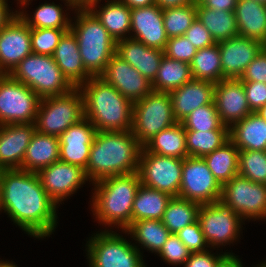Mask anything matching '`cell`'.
<instances>
[{
	"instance_id": "cell-1",
	"label": "cell",
	"mask_w": 266,
	"mask_h": 267,
	"mask_svg": "<svg viewBox=\"0 0 266 267\" xmlns=\"http://www.w3.org/2000/svg\"><path fill=\"white\" fill-rule=\"evenodd\" d=\"M1 207L26 234L50 237L57 226V205L43 188L38 173L22 169H3Z\"/></svg>"
},
{
	"instance_id": "cell-2",
	"label": "cell",
	"mask_w": 266,
	"mask_h": 267,
	"mask_svg": "<svg viewBox=\"0 0 266 267\" xmlns=\"http://www.w3.org/2000/svg\"><path fill=\"white\" fill-rule=\"evenodd\" d=\"M142 147L131 131H97L85 169L89 182L138 172Z\"/></svg>"
},
{
	"instance_id": "cell-3",
	"label": "cell",
	"mask_w": 266,
	"mask_h": 267,
	"mask_svg": "<svg viewBox=\"0 0 266 267\" xmlns=\"http://www.w3.org/2000/svg\"><path fill=\"white\" fill-rule=\"evenodd\" d=\"M84 117L97 131H131L133 103L101 77H91L79 87Z\"/></svg>"
},
{
	"instance_id": "cell-4",
	"label": "cell",
	"mask_w": 266,
	"mask_h": 267,
	"mask_svg": "<svg viewBox=\"0 0 266 267\" xmlns=\"http://www.w3.org/2000/svg\"><path fill=\"white\" fill-rule=\"evenodd\" d=\"M140 184L138 172L94 182L91 210L95 219L104 226L126 230L131 225L132 205Z\"/></svg>"
},
{
	"instance_id": "cell-5",
	"label": "cell",
	"mask_w": 266,
	"mask_h": 267,
	"mask_svg": "<svg viewBox=\"0 0 266 267\" xmlns=\"http://www.w3.org/2000/svg\"><path fill=\"white\" fill-rule=\"evenodd\" d=\"M70 31L77 39L83 66L92 77L100 76L116 53L117 42L88 8H76Z\"/></svg>"
},
{
	"instance_id": "cell-6",
	"label": "cell",
	"mask_w": 266,
	"mask_h": 267,
	"mask_svg": "<svg viewBox=\"0 0 266 267\" xmlns=\"http://www.w3.org/2000/svg\"><path fill=\"white\" fill-rule=\"evenodd\" d=\"M10 75L31 88L40 98L63 95L75 88L63 75L53 56L31 53Z\"/></svg>"
},
{
	"instance_id": "cell-7",
	"label": "cell",
	"mask_w": 266,
	"mask_h": 267,
	"mask_svg": "<svg viewBox=\"0 0 266 267\" xmlns=\"http://www.w3.org/2000/svg\"><path fill=\"white\" fill-rule=\"evenodd\" d=\"M84 118V100L78 87L66 94L41 98L34 121L38 133L59 137Z\"/></svg>"
},
{
	"instance_id": "cell-8",
	"label": "cell",
	"mask_w": 266,
	"mask_h": 267,
	"mask_svg": "<svg viewBox=\"0 0 266 267\" xmlns=\"http://www.w3.org/2000/svg\"><path fill=\"white\" fill-rule=\"evenodd\" d=\"M106 229L92 235L86 243L89 267H146L143 254L123 235Z\"/></svg>"
},
{
	"instance_id": "cell-9",
	"label": "cell",
	"mask_w": 266,
	"mask_h": 267,
	"mask_svg": "<svg viewBox=\"0 0 266 267\" xmlns=\"http://www.w3.org/2000/svg\"><path fill=\"white\" fill-rule=\"evenodd\" d=\"M175 123L170 93L152 90L133 103L131 132L142 146Z\"/></svg>"
},
{
	"instance_id": "cell-10",
	"label": "cell",
	"mask_w": 266,
	"mask_h": 267,
	"mask_svg": "<svg viewBox=\"0 0 266 267\" xmlns=\"http://www.w3.org/2000/svg\"><path fill=\"white\" fill-rule=\"evenodd\" d=\"M41 98L10 74L0 77V125L34 123Z\"/></svg>"
},
{
	"instance_id": "cell-11",
	"label": "cell",
	"mask_w": 266,
	"mask_h": 267,
	"mask_svg": "<svg viewBox=\"0 0 266 267\" xmlns=\"http://www.w3.org/2000/svg\"><path fill=\"white\" fill-rule=\"evenodd\" d=\"M220 201L244 221L266 219V184L237 175L222 186Z\"/></svg>"
},
{
	"instance_id": "cell-12",
	"label": "cell",
	"mask_w": 266,
	"mask_h": 267,
	"mask_svg": "<svg viewBox=\"0 0 266 267\" xmlns=\"http://www.w3.org/2000/svg\"><path fill=\"white\" fill-rule=\"evenodd\" d=\"M198 222L209 248L215 249L236 242L244 220L230 207L218 201L200 206Z\"/></svg>"
},
{
	"instance_id": "cell-13",
	"label": "cell",
	"mask_w": 266,
	"mask_h": 267,
	"mask_svg": "<svg viewBox=\"0 0 266 267\" xmlns=\"http://www.w3.org/2000/svg\"><path fill=\"white\" fill-rule=\"evenodd\" d=\"M182 168L183 159L157 155L142 147L138 167L141 184L176 197L180 190Z\"/></svg>"
},
{
	"instance_id": "cell-14",
	"label": "cell",
	"mask_w": 266,
	"mask_h": 267,
	"mask_svg": "<svg viewBox=\"0 0 266 267\" xmlns=\"http://www.w3.org/2000/svg\"><path fill=\"white\" fill-rule=\"evenodd\" d=\"M221 195L222 186L203 158L188 156L183 159L178 197L204 205L220 201Z\"/></svg>"
},
{
	"instance_id": "cell-15",
	"label": "cell",
	"mask_w": 266,
	"mask_h": 267,
	"mask_svg": "<svg viewBox=\"0 0 266 267\" xmlns=\"http://www.w3.org/2000/svg\"><path fill=\"white\" fill-rule=\"evenodd\" d=\"M38 175L43 188L57 205L89 181L85 169L61 160L42 168Z\"/></svg>"
},
{
	"instance_id": "cell-16",
	"label": "cell",
	"mask_w": 266,
	"mask_h": 267,
	"mask_svg": "<svg viewBox=\"0 0 266 267\" xmlns=\"http://www.w3.org/2000/svg\"><path fill=\"white\" fill-rule=\"evenodd\" d=\"M31 53V28L16 14L0 30V71L10 74Z\"/></svg>"
},
{
	"instance_id": "cell-17",
	"label": "cell",
	"mask_w": 266,
	"mask_h": 267,
	"mask_svg": "<svg viewBox=\"0 0 266 267\" xmlns=\"http://www.w3.org/2000/svg\"><path fill=\"white\" fill-rule=\"evenodd\" d=\"M99 77L132 103L141 100L153 90L152 83L116 53Z\"/></svg>"
},
{
	"instance_id": "cell-18",
	"label": "cell",
	"mask_w": 266,
	"mask_h": 267,
	"mask_svg": "<svg viewBox=\"0 0 266 267\" xmlns=\"http://www.w3.org/2000/svg\"><path fill=\"white\" fill-rule=\"evenodd\" d=\"M222 80L240 79L246 67L263 49V44L257 40L236 36L218 43Z\"/></svg>"
},
{
	"instance_id": "cell-19",
	"label": "cell",
	"mask_w": 266,
	"mask_h": 267,
	"mask_svg": "<svg viewBox=\"0 0 266 267\" xmlns=\"http://www.w3.org/2000/svg\"><path fill=\"white\" fill-rule=\"evenodd\" d=\"M213 102L222 123L229 128L252 113L240 79H223L215 83Z\"/></svg>"
},
{
	"instance_id": "cell-20",
	"label": "cell",
	"mask_w": 266,
	"mask_h": 267,
	"mask_svg": "<svg viewBox=\"0 0 266 267\" xmlns=\"http://www.w3.org/2000/svg\"><path fill=\"white\" fill-rule=\"evenodd\" d=\"M97 130L84 117L59 136L60 160L86 169Z\"/></svg>"
},
{
	"instance_id": "cell-21",
	"label": "cell",
	"mask_w": 266,
	"mask_h": 267,
	"mask_svg": "<svg viewBox=\"0 0 266 267\" xmlns=\"http://www.w3.org/2000/svg\"><path fill=\"white\" fill-rule=\"evenodd\" d=\"M130 33L133 34L130 38L164 51L168 37L163 24V10L156 4L131 9Z\"/></svg>"
},
{
	"instance_id": "cell-22",
	"label": "cell",
	"mask_w": 266,
	"mask_h": 267,
	"mask_svg": "<svg viewBox=\"0 0 266 267\" xmlns=\"http://www.w3.org/2000/svg\"><path fill=\"white\" fill-rule=\"evenodd\" d=\"M34 123L0 125V170L21 169Z\"/></svg>"
},
{
	"instance_id": "cell-23",
	"label": "cell",
	"mask_w": 266,
	"mask_h": 267,
	"mask_svg": "<svg viewBox=\"0 0 266 267\" xmlns=\"http://www.w3.org/2000/svg\"><path fill=\"white\" fill-rule=\"evenodd\" d=\"M215 83L206 80H194L183 84L170 92L173 115L177 122L185 119L200 106L213 103Z\"/></svg>"
},
{
	"instance_id": "cell-24",
	"label": "cell",
	"mask_w": 266,
	"mask_h": 267,
	"mask_svg": "<svg viewBox=\"0 0 266 267\" xmlns=\"http://www.w3.org/2000/svg\"><path fill=\"white\" fill-rule=\"evenodd\" d=\"M116 54L152 82L159 69L164 51L148 47L129 37L117 41Z\"/></svg>"
},
{
	"instance_id": "cell-25",
	"label": "cell",
	"mask_w": 266,
	"mask_h": 267,
	"mask_svg": "<svg viewBox=\"0 0 266 267\" xmlns=\"http://www.w3.org/2000/svg\"><path fill=\"white\" fill-rule=\"evenodd\" d=\"M53 58L63 75L74 87H79L92 77L83 66L77 39L71 31H67L62 36Z\"/></svg>"
},
{
	"instance_id": "cell-26",
	"label": "cell",
	"mask_w": 266,
	"mask_h": 267,
	"mask_svg": "<svg viewBox=\"0 0 266 267\" xmlns=\"http://www.w3.org/2000/svg\"><path fill=\"white\" fill-rule=\"evenodd\" d=\"M238 35L266 41V3L257 0H238L234 10Z\"/></svg>"
},
{
	"instance_id": "cell-27",
	"label": "cell",
	"mask_w": 266,
	"mask_h": 267,
	"mask_svg": "<svg viewBox=\"0 0 266 267\" xmlns=\"http://www.w3.org/2000/svg\"><path fill=\"white\" fill-rule=\"evenodd\" d=\"M99 1L101 2V0L93 2L88 9L116 42L129 38L131 35V9L120 0H106L107 3L101 4L102 6L98 10L96 7L100 3Z\"/></svg>"
},
{
	"instance_id": "cell-28",
	"label": "cell",
	"mask_w": 266,
	"mask_h": 267,
	"mask_svg": "<svg viewBox=\"0 0 266 267\" xmlns=\"http://www.w3.org/2000/svg\"><path fill=\"white\" fill-rule=\"evenodd\" d=\"M229 137L239 151H266V121L252 112L229 128Z\"/></svg>"
},
{
	"instance_id": "cell-29",
	"label": "cell",
	"mask_w": 266,
	"mask_h": 267,
	"mask_svg": "<svg viewBox=\"0 0 266 267\" xmlns=\"http://www.w3.org/2000/svg\"><path fill=\"white\" fill-rule=\"evenodd\" d=\"M58 160H60L59 137L35 131L27 147L21 169L38 173L42 168Z\"/></svg>"
},
{
	"instance_id": "cell-30",
	"label": "cell",
	"mask_w": 266,
	"mask_h": 267,
	"mask_svg": "<svg viewBox=\"0 0 266 267\" xmlns=\"http://www.w3.org/2000/svg\"><path fill=\"white\" fill-rule=\"evenodd\" d=\"M171 198L167 193L140 184L132 205L131 224L145 219L161 220Z\"/></svg>"
},
{
	"instance_id": "cell-31",
	"label": "cell",
	"mask_w": 266,
	"mask_h": 267,
	"mask_svg": "<svg viewBox=\"0 0 266 267\" xmlns=\"http://www.w3.org/2000/svg\"><path fill=\"white\" fill-rule=\"evenodd\" d=\"M148 152L184 159L188 157L185 129L181 122L157 133L143 146Z\"/></svg>"
},
{
	"instance_id": "cell-32",
	"label": "cell",
	"mask_w": 266,
	"mask_h": 267,
	"mask_svg": "<svg viewBox=\"0 0 266 267\" xmlns=\"http://www.w3.org/2000/svg\"><path fill=\"white\" fill-rule=\"evenodd\" d=\"M202 158L221 186L238 175L239 149L230 139Z\"/></svg>"
},
{
	"instance_id": "cell-33",
	"label": "cell",
	"mask_w": 266,
	"mask_h": 267,
	"mask_svg": "<svg viewBox=\"0 0 266 267\" xmlns=\"http://www.w3.org/2000/svg\"><path fill=\"white\" fill-rule=\"evenodd\" d=\"M125 234H130L131 240L137 241L136 243L141 245L134 246L140 250L138 246L147 249L149 252L152 251L157 254L163 244L167 241L170 236V231L163 224L161 220L145 219L133 222L126 230Z\"/></svg>"
},
{
	"instance_id": "cell-34",
	"label": "cell",
	"mask_w": 266,
	"mask_h": 267,
	"mask_svg": "<svg viewBox=\"0 0 266 267\" xmlns=\"http://www.w3.org/2000/svg\"><path fill=\"white\" fill-rule=\"evenodd\" d=\"M192 79L190 63L174 60L164 55L155 79L151 82L152 89L170 93Z\"/></svg>"
},
{
	"instance_id": "cell-35",
	"label": "cell",
	"mask_w": 266,
	"mask_h": 267,
	"mask_svg": "<svg viewBox=\"0 0 266 267\" xmlns=\"http://www.w3.org/2000/svg\"><path fill=\"white\" fill-rule=\"evenodd\" d=\"M197 18L212 34L216 43L238 36L234 12L213 10L197 3Z\"/></svg>"
},
{
	"instance_id": "cell-36",
	"label": "cell",
	"mask_w": 266,
	"mask_h": 267,
	"mask_svg": "<svg viewBox=\"0 0 266 267\" xmlns=\"http://www.w3.org/2000/svg\"><path fill=\"white\" fill-rule=\"evenodd\" d=\"M199 203L181 197H172L167 204L161 221L171 234L198 220Z\"/></svg>"
},
{
	"instance_id": "cell-37",
	"label": "cell",
	"mask_w": 266,
	"mask_h": 267,
	"mask_svg": "<svg viewBox=\"0 0 266 267\" xmlns=\"http://www.w3.org/2000/svg\"><path fill=\"white\" fill-rule=\"evenodd\" d=\"M61 6L44 2L36 8L32 17L24 9L17 11V14L30 28L70 29L72 19Z\"/></svg>"
},
{
	"instance_id": "cell-38",
	"label": "cell",
	"mask_w": 266,
	"mask_h": 267,
	"mask_svg": "<svg viewBox=\"0 0 266 267\" xmlns=\"http://www.w3.org/2000/svg\"><path fill=\"white\" fill-rule=\"evenodd\" d=\"M194 80H206L217 83L222 80L221 57L218 43L198 49L190 62Z\"/></svg>"
},
{
	"instance_id": "cell-39",
	"label": "cell",
	"mask_w": 266,
	"mask_h": 267,
	"mask_svg": "<svg viewBox=\"0 0 266 267\" xmlns=\"http://www.w3.org/2000/svg\"><path fill=\"white\" fill-rule=\"evenodd\" d=\"M187 153L190 157H203L226 143L229 130L195 131L185 130Z\"/></svg>"
},
{
	"instance_id": "cell-40",
	"label": "cell",
	"mask_w": 266,
	"mask_h": 267,
	"mask_svg": "<svg viewBox=\"0 0 266 267\" xmlns=\"http://www.w3.org/2000/svg\"><path fill=\"white\" fill-rule=\"evenodd\" d=\"M197 17V4L163 9V24L168 38L185 35Z\"/></svg>"
},
{
	"instance_id": "cell-41",
	"label": "cell",
	"mask_w": 266,
	"mask_h": 267,
	"mask_svg": "<svg viewBox=\"0 0 266 267\" xmlns=\"http://www.w3.org/2000/svg\"><path fill=\"white\" fill-rule=\"evenodd\" d=\"M185 130H195L208 132L211 130H229L225 126L217 112L214 102L200 106L193 110L185 119L181 121Z\"/></svg>"
},
{
	"instance_id": "cell-42",
	"label": "cell",
	"mask_w": 266,
	"mask_h": 267,
	"mask_svg": "<svg viewBox=\"0 0 266 267\" xmlns=\"http://www.w3.org/2000/svg\"><path fill=\"white\" fill-rule=\"evenodd\" d=\"M238 175L266 184V151H239Z\"/></svg>"
},
{
	"instance_id": "cell-43",
	"label": "cell",
	"mask_w": 266,
	"mask_h": 267,
	"mask_svg": "<svg viewBox=\"0 0 266 267\" xmlns=\"http://www.w3.org/2000/svg\"><path fill=\"white\" fill-rule=\"evenodd\" d=\"M70 29L31 28V45L35 54L53 56L62 36Z\"/></svg>"
},
{
	"instance_id": "cell-44",
	"label": "cell",
	"mask_w": 266,
	"mask_h": 267,
	"mask_svg": "<svg viewBox=\"0 0 266 267\" xmlns=\"http://www.w3.org/2000/svg\"><path fill=\"white\" fill-rule=\"evenodd\" d=\"M190 254L191 252L189 249L183 244L176 234H170L161 250L157 253L164 262L173 266L184 265Z\"/></svg>"
},
{
	"instance_id": "cell-45",
	"label": "cell",
	"mask_w": 266,
	"mask_h": 267,
	"mask_svg": "<svg viewBox=\"0 0 266 267\" xmlns=\"http://www.w3.org/2000/svg\"><path fill=\"white\" fill-rule=\"evenodd\" d=\"M197 48L185 36L168 38L164 55L174 60L190 63L197 52Z\"/></svg>"
},
{
	"instance_id": "cell-46",
	"label": "cell",
	"mask_w": 266,
	"mask_h": 267,
	"mask_svg": "<svg viewBox=\"0 0 266 267\" xmlns=\"http://www.w3.org/2000/svg\"><path fill=\"white\" fill-rule=\"evenodd\" d=\"M178 238L189 249L191 253L207 251L209 245L203 235L198 220L188 226H185L176 233Z\"/></svg>"
},
{
	"instance_id": "cell-47",
	"label": "cell",
	"mask_w": 266,
	"mask_h": 267,
	"mask_svg": "<svg viewBox=\"0 0 266 267\" xmlns=\"http://www.w3.org/2000/svg\"><path fill=\"white\" fill-rule=\"evenodd\" d=\"M185 36L197 49L207 48L216 44L212 34L197 17L186 31Z\"/></svg>"
},
{
	"instance_id": "cell-48",
	"label": "cell",
	"mask_w": 266,
	"mask_h": 267,
	"mask_svg": "<svg viewBox=\"0 0 266 267\" xmlns=\"http://www.w3.org/2000/svg\"><path fill=\"white\" fill-rule=\"evenodd\" d=\"M242 82L266 83V51L262 49L253 61L246 67L240 77Z\"/></svg>"
},
{
	"instance_id": "cell-49",
	"label": "cell",
	"mask_w": 266,
	"mask_h": 267,
	"mask_svg": "<svg viewBox=\"0 0 266 267\" xmlns=\"http://www.w3.org/2000/svg\"><path fill=\"white\" fill-rule=\"evenodd\" d=\"M246 93L248 105L252 112H257L266 105V83L242 82Z\"/></svg>"
},
{
	"instance_id": "cell-50",
	"label": "cell",
	"mask_w": 266,
	"mask_h": 267,
	"mask_svg": "<svg viewBox=\"0 0 266 267\" xmlns=\"http://www.w3.org/2000/svg\"><path fill=\"white\" fill-rule=\"evenodd\" d=\"M211 253L209 250L191 253L183 267H216L218 262L229 252L223 254Z\"/></svg>"
},
{
	"instance_id": "cell-51",
	"label": "cell",
	"mask_w": 266,
	"mask_h": 267,
	"mask_svg": "<svg viewBox=\"0 0 266 267\" xmlns=\"http://www.w3.org/2000/svg\"><path fill=\"white\" fill-rule=\"evenodd\" d=\"M238 0H197V3L205 8L234 12Z\"/></svg>"
},
{
	"instance_id": "cell-52",
	"label": "cell",
	"mask_w": 266,
	"mask_h": 267,
	"mask_svg": "<svg viewBox=\"0 0 266 267\" xmlns=\"http://www.w3.org/2000/svg\"><path fill=\"white\" fill-rule=\"evenodd\" d=\"M8 0H0V30L17 14L9 9Z\"/></svg>"
},
{
	"instance_id": "cell-53",
	"label": "cell",
	"mask_w": 266,
	"mask_h": 267,
	"mask_svg": "<svg viewBox=\"0 0 266 267\" xmlns=\"http://www.w3.org/2000/svg\"><path fill=\"white\" fill-rule=\"evenodd\" d=\"M216 267H244L240 258L233 253L226 254L216 265ZM257 267H262V264H257Z\"/></svg>"
},
{
	"instance_id": "cell-54",
	"label": "cell",
	"mask_w": 266,
	"mask_h": 267,
	"mask_svg": "<svg viewBox=\"0 0 266 267\" xmlns=\"http://www.w3.org/2000/svg\"><path fill=\"white\" fill-rule=\"evenodd\" d=\"M155 4L163 10L166 8L197 4V0H155Z\"/></svg>"
},
{
	"instance_id": "cell-55",
	"label": "cell",
	"mask_w": 266,
	"mask_h": 267,
	"mask_svg": "<svg viewBox=\"0 0 266 267\" xmlns=\"http://www.w3.org/2000/svg\"><path fill=\"white\" fill-rule=\"evenodd\" d=\"M67 9L75 10L76 8H88L93 2L97 0H63Z\"/></svg>"
},
{
	"instance_id": "cell-56",
	"label": "cell",
	"mask_w": 266,
	"mask_h": 267,
	"mask_svg": "<svg viewBox=\"0 0 266 267\" xmlns=\"http://www.w3.org/2000/svg\"><path fill=\"white\" fill-rule=\"evenodd\" d=\"M130 9L151 6L155 4V0H120Z\"/></svg>"
},
{
	"instance_id": "cell-57",
	"label": "cell",
	"mask_w": 266,
	"mask_h": 267,
	"mask_svg": "<svg viewBox=\"0 0 266 267\" xmlns=\"http://www.w3.org/2000/svg\"><path fill=\"white\" fill-rule=\"evenodd\" d=\"M256 113L266 121V105L262 106Z\"/></svg>"
},
{
	"instance_id": "cell-58",
	"label": "cell",
	"mask_w": 266,
	"mask_h": 267,
	"mask_svg": "<svg viewBox=\"0 0 266 267\" xmlns=\"http://www.w3.org/2000/svg\"><path fill=\"white\" fill-rule=\"evenodd\" d=\"M0 267H18L17 265H15V263L13 262H9V261H0Z\"/></svg>"
},
{
	"instance_id": "cell-59",
	"label": "cell",
	"mask_w": 266,
	"mask_h": 267,
	"mask_svg": "<svg viewBox=\"0 0 266 267\" xmlns=\"http://www.w3.org/2000/svg\"><path fill=\"white\" fill-rule=\"evenodd\" d=\"M16 1H18L17 4L19 3L26 10V8H25L26 5L28 6L29 5V2L30 1H33V0H16Z\"/></svg>"
},
{
	"instance_id": "cell-60",
	"label": "cell",
	"mask_w": 266,
	"mask_h": 267,
	"mask_svg": "<svg viewBox=\"0 0 266 267\" xmlns=\"http://www.w3.org/2000/svg\"><path fill=\"white\" fill-rule=\"evenodd\" d=\"M0 211L2 212V207H1V175H0Z\"/></svg>"
},
{
	"instance_id": "cell-61",
	"label": "cell",
	"mask_w": 266,
	"mask_h": 267,
	"mask_svg": "<svg viewBox=\"0 0 266 267\" xmlns=\"http://www.w3.org/2000/svg\"><path fill=\"white\" fill-rule=\"evenodd\" d=\"M260 263L262 264V267H266V260Z\"/></svg>"
},
{
	"instance_id": "cell-62",
	"label": "cell",
	"mask_w": 266,
	"mask_h": 267,
	"mask_svg": "<svg viewBox=\"0 0 266 267\" xmlns=\"http://www.w3.org/2000/svg\"><path fill=\"white\" fill-rule=\"evenodd\" d=\"M263 49L266 51V41L263 43Z\"/></svg>"
},
{
	"instance_id": "cell-63",
	"label": "cell",
	"mask_w": 266,
	"mask_h": 267,
	"mask_svg": "<svg viewBox=\"0 0 266 267\" xmlns=\"http://www.w3.org/2000/svg\"><path fill=\"white\" fill-rule=\"evenodd\" d=\"M257 1H260V2L266 3V0H257Z\"/></svg>"
}]
</instances>
